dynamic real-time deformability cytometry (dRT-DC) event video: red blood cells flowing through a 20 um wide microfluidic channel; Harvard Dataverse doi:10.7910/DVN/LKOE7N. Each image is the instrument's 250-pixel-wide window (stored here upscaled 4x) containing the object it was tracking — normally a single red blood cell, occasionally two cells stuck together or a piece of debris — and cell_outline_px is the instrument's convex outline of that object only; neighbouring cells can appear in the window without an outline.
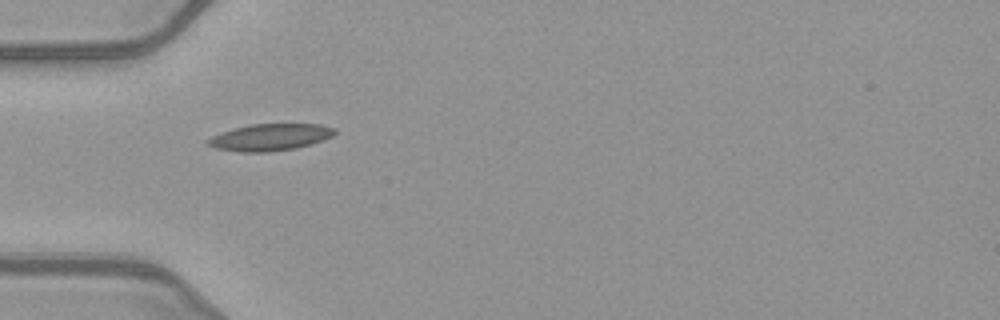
{"species": "common noctule bat (a hibernating species)", "species_latin": "Nyctalus noctula", "temperature_condition": "warm", "stored_images_in_passage": 28, "camera_frame_rate_fps": 3000, "um_per_image_px": 0.085, "animal": {"sex": "female", "body_mass_g": 21.9}, "frame": {"image": 1, "passage_image": 1, "time_ms": 0.0, "image_size_px": [1000, 320], "cell_outline_px": [[336, 132], [332, 136], [296, 148], [268, 152], [240, 152], [216, 148], [204, 144], [204, 140], [212, 136], [232, 128], [252, 124], [320, 124], [336, 128]], "centroid_in_image_um": [22.89, 11.66], "position_along_channel_um": 62.1, "area_um2": 19.83}}
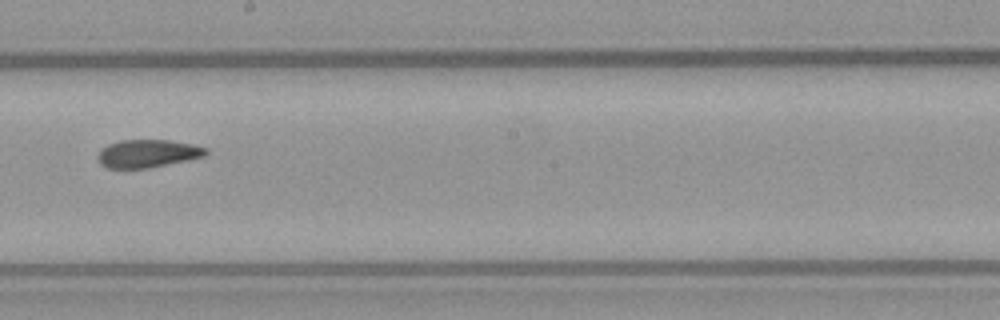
{"frame": {"image": 2, "passage_image": 14, "time_ms": 4.333, "image_size_px": [1000, 320], "cell_outline_px": [[208, 152], [204, 156], [188, 160], [148, 168], [108, 168], [100, 164], [96, 160], [96, 156], [100, 148], [108, 144], [120, 140], [168, 140], [192, 144], [208, 148]], "centroid_in_image_um": [12.5, 13.05], "position_along_channel_um": 235.7, "area_um2": 17.74}}
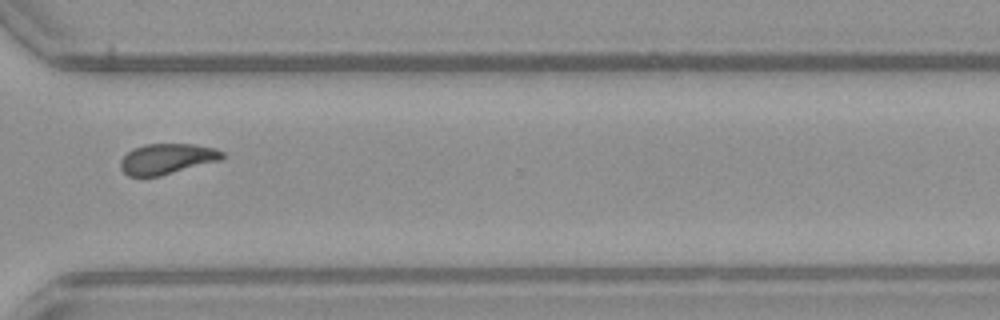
{"frame": {"image": 3, "passage_image": 23, "time_ms": 7.333, "image_size_px": [1000, 320], "cell_outline_px": [[224, 156], [220, 160], [160, 176], [128, 176], [120, 168], [120, 160], [132, 148], [144, 144], [192, 144], [216, 148], [224, 152]], "centroid_in_image_um": [14.18, 13.49], "position_along_channel_um": 356.4, "area_um2": 18.09}, "authors_computed_cell_mechanics": {"area_um2": 18.3515, "velocity_mm_per_s": 4.0327, "shape_relaxation_time_tau1_ms": 7.4622, "shape_relaxation_time_tau2_ms": 1.8064, "deformation_change_tau1": 0.1823, "deformation_change_tau2": 0.0872}}